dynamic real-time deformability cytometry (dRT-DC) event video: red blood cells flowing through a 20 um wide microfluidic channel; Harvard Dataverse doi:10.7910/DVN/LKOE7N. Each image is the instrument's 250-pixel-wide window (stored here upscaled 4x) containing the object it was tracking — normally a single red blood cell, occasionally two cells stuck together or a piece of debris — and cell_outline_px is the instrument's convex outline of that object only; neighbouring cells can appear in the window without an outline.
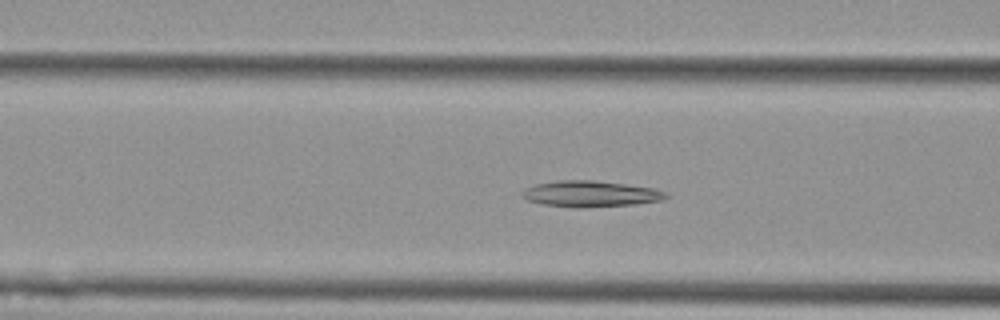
{"species": "Egyptian fruit bat (a non-hibernating species)", "species_latin": "Rousettus aegyptiacus", "temperature_condition": "cold", "stored_images_in_passage": 55, "camera_frame_rate_fps": 3000, "um_per_image_px": 0.085, "animal": {"sex": "female"}, "frame": {"image": 1, "passage_image": 21, "time_ms": 6.667, "image_size_px": [1000, 320], "cell_outline_px": [[668, 196], [660, 200], [636, 204], [580, 208], [572, 208], [540, 204], [528, 200], [520, 192], [524, 188], [536, 184], [556, 180], [592, 180], [656, 188], [668, 192]], "centroid_in_image_um": [50.17, 16.48], "position_along_channel_um": 116.4, "area_um2": 22.02}}
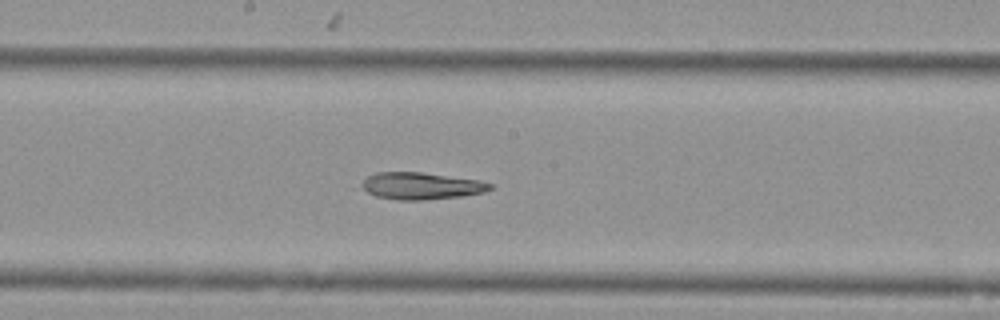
{"frame": {"image": 2, "passage_image": 29, "time_ms": 9.333, "image_size_px": [1000, 320], "cell_outline_px": [[492, 188], [484, 192], [460, 196], [424, 200], [396, 200], [376, 196], [368, 192], [364, 188], [364, 180], [368, 176], [376, 172], [420, 172], [480, 180], [492, 184]], "centroid_in_image_um": [35.82, 15.8], "position_along_channel_um": 212.4, "area_um2": 19.94}}
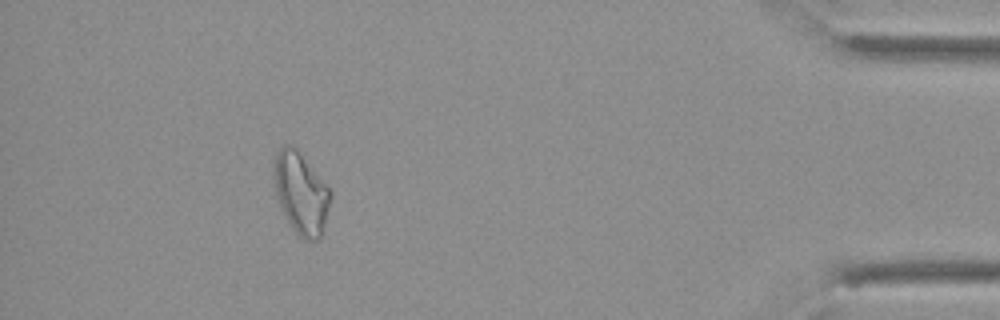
{"frame": {"image": 3, "passage_image": 50, "time_ms": 16.333, "image_size_px": [1000, 320], "cell_outline_px": [[332, 196], [320, 240], [304, 240], [292, 228], [280, 208], [276, 200], [272, 172], [272, 164], [276, 152], [284, 144], [292, 144], [296, 148], [332, 192]], "centroid_in_image_um": [25.53, 16.4], "position_along_channel_um": 409.7, "area_um2": 27.22}}